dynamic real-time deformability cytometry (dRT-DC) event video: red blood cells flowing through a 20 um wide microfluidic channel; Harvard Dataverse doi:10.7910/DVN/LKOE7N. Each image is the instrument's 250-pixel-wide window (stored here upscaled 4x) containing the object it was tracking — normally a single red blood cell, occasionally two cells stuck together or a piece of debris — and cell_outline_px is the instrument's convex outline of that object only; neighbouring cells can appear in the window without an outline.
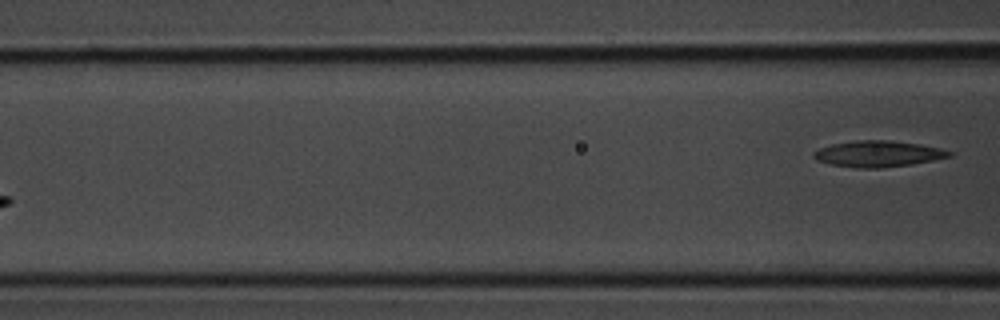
{"species": "common noctule bat (a hibernating species)", "species_latin": "Nyctalus noctula", "temperature_condition": "room temperature", "stored_images_in_passage": 4, "segment_of_instrument_passage": [2, 2], "camera_frame_rate_fps": 3000, "um_per_image_px": 0.085, "animal": {"sex": "male", "body_mass_g": 20.1, "forearm_length_mm": 53.5}, "frame": {"image": 1, "passage_image": 4, "time_ms": 1.0, "image_size_px": [1000, 320], "cell_outline_px": [[952, 156], [912, 164], [880, 168], [860, 168], [832, 164], [816, 160], [812, 156], [812, 152], [820, 148], [832, 144], [860, 140], [888, 140], [920, 144], [940, 148], [952, 152]], "centroid_in_image_um": [74.63, 13.07], "position_along_channel_um": 92.0, "area_um2": 20.46}}